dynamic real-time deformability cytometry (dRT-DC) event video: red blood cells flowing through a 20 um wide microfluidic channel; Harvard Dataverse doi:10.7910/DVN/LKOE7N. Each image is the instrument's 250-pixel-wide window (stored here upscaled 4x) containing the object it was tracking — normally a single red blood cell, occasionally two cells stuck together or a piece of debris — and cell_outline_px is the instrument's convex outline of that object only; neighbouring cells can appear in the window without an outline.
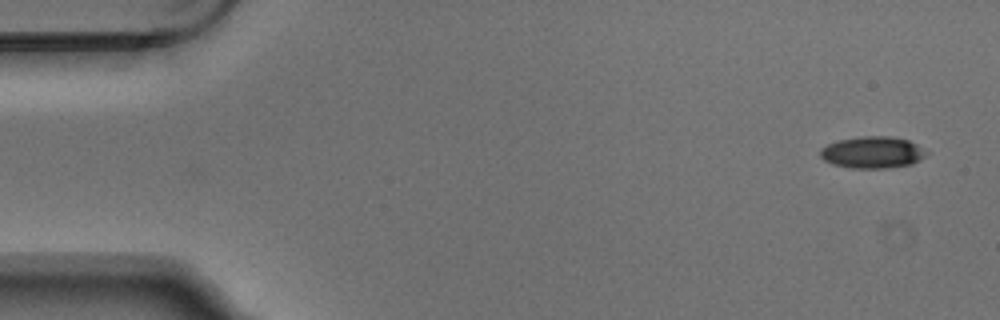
{"species": "Egyptian fruit bat (a non-hibernating species)", "species_latin": "Rousettus aegyptiacus", "temperature_condition": "warm", "stored_images_in_passage": 7, "camera_frame_rate_fps": 3000, "um_per_image_px": 0.085, "animal": {"sex": "male"}, "frame": {"image": 1, "passage_image": 1, "time_ms": 0.0, "image_size_px": [1000, 320], "cell_outline_px": [[928, 152], [920, 160], [912, 164], [884, 168], [852, 168], [832, 164], [824, 160], [820, 156], [820, 148], [836, 140], [860, 136], [892, 136], [908, 140], [916, 144]], "centroid_in_image_um": [74.13, 12.94], "position_along_channel_um": 10.9, "area_um2": 19.71}}
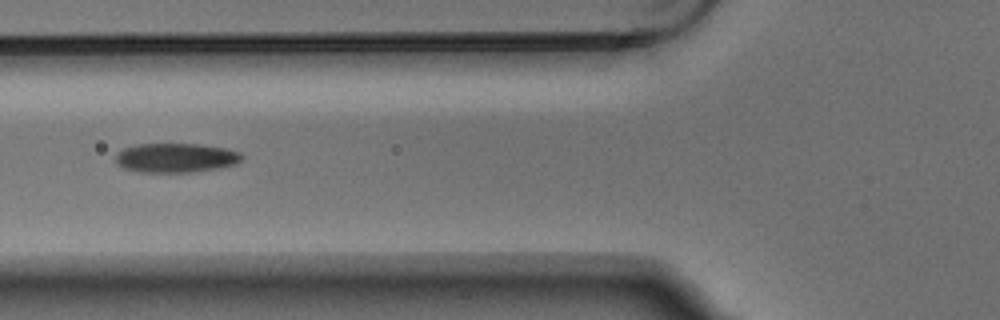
{"frame": {"image": 2, "passage_image": 6, "time_ms": 1.667, "image_size_px": [1000, 320], "cell_outline_px": [[244, 156], [236, 164], [220, 168], [188, 172], [140, 172], [124, 168], [116, 160], [116, 152], [124, 148], [140, 144], [200, 144], [224, 148], [240, 152]], "centroid_in_image_um": [14.97, 13.41], "position_along_channel_um": 110.8, "area_um2": 21.44}}
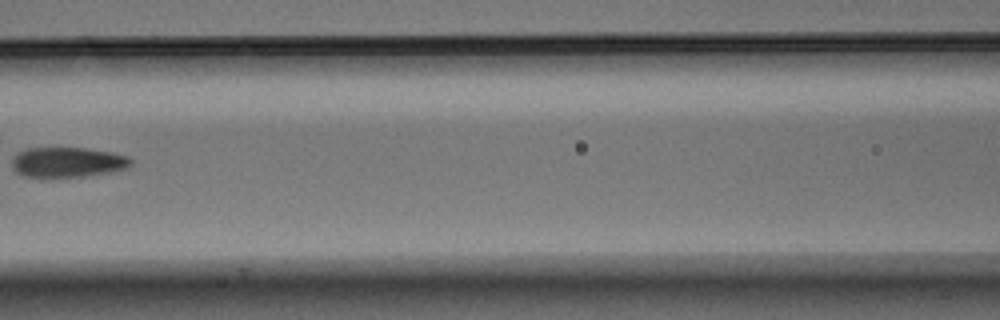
{"frame": {"image": 3, "passage_image": 7, "time_ms": 2.0, "image_size_px": [1000, 320], "cell_outline_px": [[132, 164], [128, 168], [108, 172], [84, 176], [52, 180], [40, 180], [20, 176], [12, 168], [12, 156], [16, 152], [28, 148], [84, 148], [112, 152], [128, 156], [132, 160]], "centroid_in_image_um": [5.64, 13.84], "position_along_channel_um": 161.0, "area_um2": 21.91}}